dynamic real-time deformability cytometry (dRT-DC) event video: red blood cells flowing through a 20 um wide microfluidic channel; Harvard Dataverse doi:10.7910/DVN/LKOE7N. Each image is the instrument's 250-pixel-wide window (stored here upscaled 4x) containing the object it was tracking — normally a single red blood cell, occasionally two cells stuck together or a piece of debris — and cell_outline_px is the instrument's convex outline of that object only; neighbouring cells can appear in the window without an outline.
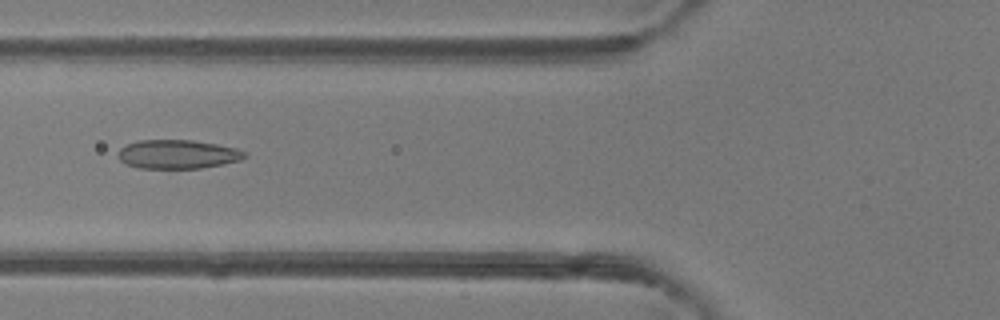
{"species": "common noctule bat (a hibernating species)", "species_latin": "Nyctalus noctula", "temperature_condition": "room temperature", "stored_images_in_passage": 3, "camera_frame_rate_fps": 3000, "um_per_image_px": 0.085, "animal": {"sex": "female"}, "frame": {"image": 1, "passage_image": 3, "time_ms": 0.667, "image_size_px": [1000, 320], "cell_outline_px": [[248, 156], [240, 160], [224, 164], [200, 168], [140, 168], [128, 164], [120, 160], [120, 148], [128, 144], [140, 140], [192, 140], [216, 144], [236, 148], [244, 152]], "centroid_in_image_um": [15.14, 13.11], "position_along_channel_um": 110.7, "area_um2": 21.04}}